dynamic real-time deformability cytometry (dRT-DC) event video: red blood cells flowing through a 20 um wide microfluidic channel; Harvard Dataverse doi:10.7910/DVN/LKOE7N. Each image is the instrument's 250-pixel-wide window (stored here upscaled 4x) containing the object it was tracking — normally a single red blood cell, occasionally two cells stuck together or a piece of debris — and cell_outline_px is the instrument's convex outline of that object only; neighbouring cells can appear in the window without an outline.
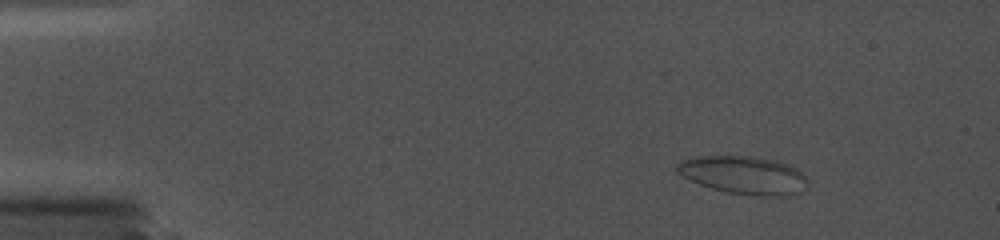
{"species": "common noctule bat (a hibernating species)", "species_latin": "Nyctalus noctula", "temperature_condition": "cold", "stored_images_in_passage": 27, "camera_frame_rate_fps": 5000, "um_per_image_px": 0.085, "animal": {"sex": "female", "body_mass_g": 19.0, "forearm_length_mm": 56.7}, "frame": {"image": 1, "passage_image": 1, "time_ms": 0.0, "image_size_px": [1000, 240], "cell_outline_px": [[808, 184], [804, 192], [792, 196], [756, 196], [728, 192], [712, 188], [700, 184], [676, 172], [676, 164], [680, 160], [696, 156], [752, 156], [776, 160], [788, 164], [796, 168], [808, 180]], "centroid_in_image_um": [63.27, 14.89], "position_along_channel_um": 21.7, "area_um2": 29.25}}
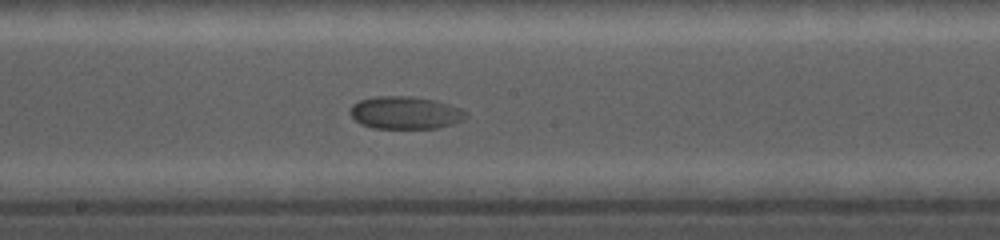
{"frame": {"image": 2, "passage_image": 15, "time_ms": 8.2, "image_size_px": [1000, 240], "cell_outline_px": [[468, 116], [464, 120], [452, 124], [436, 128], [372, 128], [360, 124], [348, 112], [352, 104], [360, 100], [376, 96], [412, 96], [436, 100], [460, 108], [468, 112]], "centroid_in_image_um": [34.45, 9.58], "position_along_channel_um": 213.7, "area_um2": 22.2}}
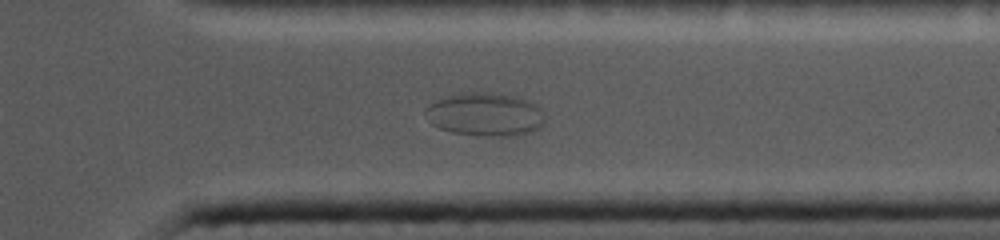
{"frame": {"image": 3, "passage_image": 25, "time_ms": 12.6, "image_size_px": [1000, 240], "cell_outline_px": [[544, 124], [540, 128], [532, 132], [516, 136], [480, 136], [452, 132], [440, 128], [432, 124], [424, 112], [424, 108], [428, 104], [436, 100], [456, 92], [492, 92], [516, 96], [528, 100], [536, 104], [540, 108], [544, 116]], "centroid_in_image_um": [41.24, 9.72], "position_along_channel_um": 370.2, "area_um2": 30.75}}